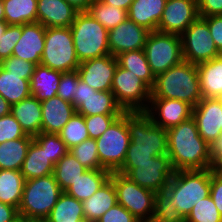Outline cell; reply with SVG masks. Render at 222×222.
<instances>
[{
  "label": "cell",
  "instance_id": "6da1fadb",
  "mask_svg": "<svg viewBox=\"0 0 222 222\" xmlns=\"http://www.w3.org/2000/svg\"><path fill=\"white\" fill-rule=\"evenodd\" d=\"M167 144L175 171L213 168L210 145L199 135L193 117L167 129Z\"/></svg>",
  "mask_w": 222,
  "mask_h": 222
},
{
  "label": "cell",
  "instance_id": "816d5d0a",
  "mask_svg": "<svg viewBox=\"0 0 222 222\" xmlns=\"http://www.w3.org/2000/svg\"><path fill=\"white\" fill-rule=\"evenodd\" d=\"M200 17L222 15V0H197Z\"/></svg>",
  "mask_w": 222,
  "mask_h": 222
},
{
  "label": "cell",
  "instance_id": "d590c367",
  "mask_svg": "<svg viewBox=\"0 0 222 222\" xmlns=\"http://www.w3.org/2000/svg\"><path fill=\"white\" fill-rule=\"evenodd\" d=\"M86 170L71 152L63 156L55 165L53 175L62 191H66Z\"/></svg>",
  "mask_w": 222,
  "mask_h": 222
},
{
  "label": "cell",
  "instance_id": "d6a6232c",
  "mask_svg": "<svg viewBox=\"0 0 222 222\" xmlns=\"http://www.w3.org/2000/svg\"><path fill=\"white\" fill-rule=\"evenodd\" d=\"M25 178L19 170H0V202L18 209Z\"/></svg>",
  "mask_w": 222,
  "mask_h": 222
},
{
  "label": "cell",
  "instance_id": "5b68a950",
  "mask_svg": "<svg viewBox=\"0 0 222 222\" xmlns=\"http://www.w3.org/2000/svg\"><path fill=\"white\" fill-rule=\"evenodd\" d=\"M62 192L53 174L25 180L19 215L46 219Z\"/></svg>",
  "mask_w": 222,
  "mask_h": 222
},
{
  "label": "cell",
  "instance_id": "3957f363",
  "mask_svg": "<svg viewBox=\"0 0 222 222\" xmlns=\"http://www.w3.org/2000/svg\"><path fill=\"white\" fill-rule=\"evenodd\" d=\"M210 187L211 168L175 171L166 189L170 193V202L186 218L196 203L210 196Z\"/></svg>",
  "mask_w": 222,
  "mask_h": 222
},
{
  "label": "cell",
  "instance_id": "277c9868",
  "mask_svg": "<svg viewBox=\"0 0 222 222\" xmlns=\"http://www.w3.org/2000/svg\"><path fill=\"white\" fill-rule=\"evenodd\" d=\"M70 29L80 63L110 54L108 30L87 11L76 14Z\"/></svg>",
  "mask_w": 222,
  "mask_h": 222
},
{
  "label": "cell",
  "instance_id": "2e32d148",
  "mask_svg": "<svg viewBox=\"0 0 222 222\" xmlns=\"http://www.w3.org/2000/svg\"><path fill=\"white\" fill-rule=\"evenodd\" d=\"M192 109L193 107L185 101L150 98L145 112L155 125L167 130L192 117Z\"/></svg>",
  "mask_w": 222,
  "mask_h": 222
},
{
  "label": "cell",
  "instance_id": "74e56055",
  "mask_svg": "<svg viewBox=\"0 0 222 222\" xmlns=\"http://www.w3.org/2000/svg\"><path fill=\"white\" fill-rule=\"evenodd\" d=\"M151 222H185L183 215L170 202L167 189L155 192L154 213Z\"/></svg>",
  "mask_w": 222,
  "mask_h": 222
},
{
  "label": "cell",
  "instance_id": "ac0fdd59",
  "mask_svg": "<svg viewBox=\"0 0 222 222\" xmlns=\"http://www.w3.org/2000/svg\"><path fill=\"white\" fill-rule=\"evenodd\" d=\"M149 30L127 18L108 31L110 54L117 56L123 52L144 49Z\"/></svg>",
  "mask_w": 222,
  "mask_h": 222
},
{
  "label": "cell",
  "instance_id": "f546056e",
  "mask_svg": "<svg viewBox=\"0 0 222 222\" xmlns=\"http://www.w3.org/2000/svg\"><path fill=\"white\" fill-rule=\"evenodd\" d=\"M33 137L26 135L0 144V170H19L23 166Z\"/></svg>",
  "mask_w": 222,
  "mask_h": 222
},
{
  "label": "cell",
  "instance_id": "60d3db41",
  "mask_svg": "<svg viewBox=\"0 0 222 222\" xmlns=\"http://www.w3.org/2000/svg\"><path fill=\"white\" fill-rule=\"evenodd\" d=\"M69 152L87 169H104L98 158L96 139L88 138L69 149Z\"/></svg>",
  "mask_w": 222,
  "mask_h": 222
},
{
  "label": "cell",
  "instance_id": "680465c9",
  "mask_svg": "<svg viewBox=\"0 0 222 222\" xmlns=\"http://www.w3.org/2000/svg\"><path fill=\"white\" fill-rule=\"evenodd\" d=\"M11 113V104L0 95V117Z\"/></svg>",
  "mask_w": 222,
  "mask_h": 222
},
{
  "label": "cell",
  "instance_id": "9a60e30c",
  "mask_svg": "<svg viewBox=\"0 0 222 222\" xmlns=\"http://www.w3.org/2000/svg\"><path fill=\"white\" fill-rule=\"evenodd\" d=\"M199 17L197 0H167L157 31L181 35Z\"/></svg>",
  "mask_w": 222,
  "mask_h": 222
},
{
  "label": "cell",
  "instance_id": "f35d334b",
  "mask_svg": "<svg viewBox=\"0 0 222 222\" xmlns=\"http://www.w3.org/2000/svg\"><path fill=\"white\" fill-rule=\"evenodd\" d=\"M68 149L90 138L84 116L75 113L58 133Z\"/></svg>",
  "mask_w": 222,
  "mask_h": 222
},
{
  "label": "cell",
  "instance_id": "4316f807",
  "mask_svg": "<svg viewBox=\"0 0 222 222\" xmlns=\"http://www.w3.org/2000/svg\"><path fill=\"white\" fill-rule=\"evenodd\" d=\"M62 72L38 64L30 80V92L40 102L57 95Z\"/></svg>",
  "mask_w": 222,
  "mask_h": 222
},
{
  "label": "cell",
  "instance_id": "30bf717a",
  "mask_svg": "<svg viewBox=\"0 0 222 222\" xmlns=\"http://www.w3.org/2000/svg\"><path fill=\"white\" fill-rule=\"evenodd\" d=\"M117 203L126 208L141 222H151L154 213L155 192L139 186L127 176L111 172Z\"/></svg>",
  "mask_w": 222,
  "mask_h": 222
},
{
  "label": "cell",
  "instance_id": "681fc988",
  "mask_svg": "<svg viewBox=\"0 0 222 222\" xmlns=\"http://www.w3.org/2000/svg\"><path fill=\"white\" fill-rule=\"evenodd\" d=\"M210 196L222 216V172L211 168Z\"/></svg>",
  "mask_w": 222,
  "mask_h": 222
},
{
  "label": "cell",
  "instance_id": "d6986e66",
  "mask_svg": "<svg viewBox=\"0 0 222 222\" xmlns=\"http://www.w3.org/2000/svg\"><path fill=\"white\" fill-rule=\"evenodd\" d=\"M117 66V58L108 54L81 62L77 71L80 79L96 91H111L112 79Z\"/></svg>",
  "mask_w": 222,
  "mask_h": 222
},
{
  "label": "cell",
  "instance_id": "f907efd6",
  "mask_svg": "<svg viewBox=\"0 0 222 222\" xmlns=\"http://www.w3.org/2000/svg\"><path fill=\"white\" fill-rule=\"evenodd\" d=\"M207 24L214 44L222 54V15L201 17Z\"/></svg>",
  "mask_w": 222,
  "mask_h": 222
},
{
  "label": "cell",
  "instance_id": "c3c4849f",
  "mask_svg": "<svg viewBox=\"0 0 222 222\" xmlns=\"http://www.w3.org/2000/svg\"><path fill=\"white\" fill-rule=\"evenodd\" d=\"M97 222H141L132 215L126 208L116 203L107 210Z\"/></svg>",
  "mask_w": 222,
  "mask_h": 222
},
{
  "label": "cell",
  "instance_id": "836d02e7",
  "mask_svg": "<svg viewBox=\"0 0 222 222\" xmlns=\"http://www.w3.org/2000/svg\"><path fill=\"white\" fill-rule=\"evenodd\" d=\"M8 25L37 22V0H3Z\"/></svg>",
  "mask_w": 222,
  "mask_h": 222
},
{
  "label": "cell",
  "instance_id": "e0dca14e",
  "mask_svg": "<svg viewBox=\"0 0 222 222\" xmlns=\"http://www.w3.org/2000/svg\"><path fill=\"white\" fill-rule=\"evenodd\" d=\"M199 135L211 145L220 136L222 125V99L202 98L192 109Z\"/></svg>",
  "mask_w": 222,
  "mask_h": 222
},
{
  "label": "cell",
  "instance_id": "5bb4252c",
  "mask_svg": "<svg viewBox=\"0 0 222 222\" xmlns=\"http://www.w3.org/2000/svg\"><path fill=\"white\" fill-rule=\"evenodd\" d=\"M73 106L76 113L83 116L121 115L125 112L111 91H96L80 78L73 97Z\"/></svg>",
  "mask_w": 222,
  "mask_h": 222
},
{
  "label": "cell",
  "instance_id": "f5cc1de1",
  "mask_svg": "<svg viewBox=\"0 0 222 222\" xmlns=\"http://www.w3.org/2000/svg\"><path fill=\"white\" fill-rule=\"evenodd\" d=\"M158 155L154 151L133 150V143L130 141L126 152L124 163H144L149 162Z\"/></svg>",
  "mask_w": 222,
  "mask_h": 222
},
{
  "label": "cell",
  "instance_id": "7c38bea8",
  "mask_svg": "<svg viewBox=\"0 0 222 222\" xmlns=\"http://www.w3.org/2000/svg\"><path fill=\"white\" fill-rule=\"evenodd\" d=\"M111 92L124 111H145L150 103L151 88L119 65L114 72Z\"/></svg>",
  "mask_w": 222,
  "mask_h": 222
},
{
  "label": "cell",
  "instance_id": "1f68e13d",
  "mask_svg": "<svg viewBox=\"0 0 222 222\" xmlns=\"http://www.w3.org/2000/svg\"><path fill=\"white\" fill-rule=\"evenodd\" d=\"M46 219L48 222H88L84 217L82 201L64 191Z\"/></svg>",
  "mask_w": 222,
  "mask_h": 222
},
{
  "label": "cell",
  "instance_id": "4fadbf2b",
  "mask_svg": "<svg viewBox=\"0 0 222 222\" xmlns=\"http://www.w3.org/2000/svg\"><path fill=\"white\" fill-rule=\"evenodd\" d=\"M180 36L184 61L198 65L221 55L214 44L208 24L201 17Z\"/></svg>",
  "mask_w": 222,
  "mask_h": 222
},
{
  "label": "cell",
  "instance_id": "7402d4cb",
  "mask_svg": "<svg viewBox=\"0 0 222 222\" xmlns=\"http://www.w3.org/2000/svg\"><path fill=\"white\" fill-rule=\"evenodd\" d=\"M41 132L58 134L70 118L76 113L72 103L64 101L58 95L41 102Z\"/></svg>",
  "mask_w": 222,
  "mask_h": 222
},
{
  "label": "cell",
  "instance_id": "e575fe53",
  "mask_svg": "<svg viewBox=\"0 0 222 222\" xmlns=\"http://www.w3.org/2000/svg\"><path fill=\"white\" fill-rule=\"evenodd\" d=\"M116 58L120 67L140 77L150 88L154 86L155 76L143 49L123 52Z\"/></svg>",
  "mask_w": 222,
  "mask_h": 222
},
{
  "label": "cell",
  "instance_id": "6f0895ef",
  "mask_svg": "<svg viewBox=\"0 0 222 222\" xmlns=\"http://www.w3.org/2000/svg\"><path fill=\"white\" fill-rule=\"evenodd\" d=\"M69 4H71L74 8H76L79 12L87 11L90 4L94 0H66Z\"/></svg>",
  "mask_w": 222,
  "mask_h": 222
},
{
  "label": "cell",
  "instance_id": "8d00e7d4",
  "mask_svg": "<svg viewBox=\"0 0 222 222\" xmlns=\"http://www.w3.org/2000/svg\"><path fill=\"white\" fill-rule=\"evenodd\" d=\"M87 12L108 31L128 18L126 10L105 4L100 0H94L90 4Z\"/></svg>",
  "mask_w": 222,
  "mask_h": 222
},
{
  "label": "cell",
  "instance_id": "603a6c76",
  "mask_svg": "<svg viewBox=\"0 0 222 222\" xmlns=\"http://www.w3.org/2000/svg\"><path fill=\"white\" fill-rule=\"evenodd\" d=\"M11 114L19 122L26 135L35 137L41 132V102L32 95L11 105Z\"/></svg>",
  "mask_w": 222,
  "mask_h": 222
},
{
  "label": "cell",
  "instance_id": "bcb514c9",
  "mask_svg": "<svg viewBox=\"0 0 222 222\" xmlns=\"http://www.w3.org/2000/svg\"><path fill=\"white\" fill-rule=\"evenodd\" d=\"M79 78L80 77L77 70L63 72L60 77L57 95L64 101L73 104V97L76 94Z\"/></svg>",
  "mask_w": 222,
  "mask_h": 222
},
{
  "label": "cell",
  "instance_id": "6125c7cd",
  "mask_svg": "<svg viewBox=\"0 0 222 222\" xmlns=\"http://www.w3.org/2000/svg\"><path fill=\"white\" fill-rule=\"evenodd\" d=\"M27 222H48V220L42 218H27Z\"/></svg>",
  "mask_w": 222,
  "mask_h": 222
},
{
  "label": "cell",
  "instance_id": "ffe728a7",
  "mask_svg": "<svg viewBox=\"0 0 222 222\" xmlns=\"http://www.w3.org/2000/svg\"><path fill=\"white\" fill-rule=\"evenodd\" d=\"M44 27L39 22L26 23L22 25V35L13 48L12 56L40 64L45 44Z\"/></svg>",
  "mask_w": 222,
  "mask_h": 222
},
{
  "label": "cell",
  "instance_id": "ab89813d",
  "mask_svg": "<svg viewBox=\"0 0 222 222\" xmlns=\"http://www.w3.org/2000/svg\"><path fill=\"white\" fill-rule=\"evenodd\" d=\"M33 139L44 149L54 165L69 152L59 134L40 132Z\"/></svg>",
  "mask_w": 222,
  "mask_h": 222
},
{
  "label": "cell",
  "instance_id": "52a82bcc",
  "mask_svg": "<svg viewBox=\"0 0 222 222\" xmlns=\"http://www.w3.org/2000/svg\"><path fill=\"white\" fill-rule=\"evenodd\" d=\"M96 144L101 166L110 172H117L124 163L130 144L126 111L117 117L108 129L96 139Z\"/></svg>",
  "mask_w": 222,
  "mask_h": 222
},
{
  "label": "cell",
  "instance_id": "8992f818",
  "mask_svg": "<svg viewBox=\"0 0 222 222\" xmlns=\"http://www.w3.org/2000/svg\"><path fill=\"white\" fill-rule=\"evenodd\" d=\"M40 64L60 72L75 71L80 65L70 27H48Z\"/></svg>",
  "mask_w": 222,
  "mask_h": 222
},
{
  "label": "cell",
  "instance_id": "91938a15",
  "mask_svg": "<svg viewBox=\"0 0 222 222\" xmlns=\"http://www.w3.org/2000/svg\"><path fill=\"white\" fill-rule=\"evenodd\" d=\"M7 27H8V24L6 23L5 20L0 21V39H1V36L5 33Z\"/></svg>",
  "mask_w": 222,
  "mask_h": 222
},
{
  "label": "cell",
  "instance_id": "f6af8a7d",
  "mask_svg": "<svg viewBox=\"0 0 222 222\" xmlns=\"http://www.w3.org/2000/svg\"><path fill=\"white\" fill-rule=\"evenodd\" d=\"M25 136L21 125L11 113L0 117V144Z\"/></svg>",
  "mask_w": 222,
  "mask_h": 222
},
{
  "label": "cell",
  "instance_id": "db71d44e",
  "mask_svg": "<svg viewBox=\"0 0 222 222\" xmlns=\"http://www.w3.org/2000/svg\"><path fill=\"white\" fill-rule=\"evenodd\" d=\"M210 156L214 162L213 168L222 172V135L210 145Z\"/></svg>",
  "mask_w": 222,
  "mask_h": 222
},
{
  "label": "cell",
  "instance_id": "b9f144b4",
  "mask_svg": "<svg viewBox=\"0 0 222 222\" xmlns=\"http://www.w3.org/2000/svg\"><path fill=\"white\" fill-rule=\"evenodd\" d=\"M185 222H222V216L211 196H208L193 206Z\"/></svg>",
  "mask_w": 222,
  "mask_h": 222
},
{
  "label": "cell",
  "instance_id": "44dd1931",
  "mask_svg": "<svg viewBox=\"0 0 222 222\" xmlns=\"http://www.w3.org/2000/svg\"><path fill=\"white\" fill-rule=\"evenodd\" d=\"M79 11L66 0H37V22L44 27H70Z\"/></svg>",
  "mask_w": 222,
  "mask_h": 222
},
{
  "label": "cell",
  "instance_id": "7a4b0ae2",
  "mask_svg": "<svg viewBox=\"0 0 222 222\" xmlns=\"http://www.w3.org/2000/svg\"><path fill=\"white\" fill-rule=\"evenodd\" d=\"M150 98L181 100L194 108L202 99L197 65L183 60L157 75Z\"/></svg>",
  "mask_w": 222,
  "mask_h": 222
},
{
  "label": "cell",
  "instance_id": "cb8c5ba5",
  "mask_svg": "<svg viewBox=\"0 0 222 222\" xmlns=\"http://www.w3.org/2000/svg\"><path fill=\"white\" fill-rule=\"evenodd\" d=\"M167 0H134L127 12L130 20L150 32L157 31Z\"/></svg>",
  "mask_w": 222,
  "mask_h": 222
},
{
  "label": "cell",
  "instance_id": "f1b7e54d",
  "mask_svg": "<svg viewBox=\"0 0 222 222\" xmlns=\"http://www.w3.org/2000/svg\"><path fill=\"white\" fill-rule=\"evenodd\" d=\"M106 169H88L65 191L79 201L91 197L109 178Z\"/></svg>",
  "mask_w": 222,
  "mask_h": 222
},
{
  "label": "cell",
  "instance_id": "7dc6e473",
  "mask_svg": "<svg viewBox=\"0 0 222 222\" xmlns=\"http://www.w3.org/2000/svg\"><path fill=\"white\" fill-rule=\"evenodd\" d=\"M0 66L11 74L24 75V79L30 81L36 65L32 62L10 56L8 59L3 60Z\"/></svg>",
  "mask_w": 222,
  "mask_h": 222
},
{
  "label": "cell",
  "instance_id": "4dcf8cb0",
  "mask_svg": "<svg viewBox=\"0 0 222 222\" xmlns=\"http://www.w3.org/2000/svg\"><path fill=\"white\" fill-rule=\"evenodd\" d=\"M0 95L11 105L31 96L30 81L24 75H15L0 66Z\"/></svg>",
  "mask_w": 222,
  "mask_h": 222
},
{
  "label": "cell",
  "instance_id": "94428289",
  "mask_svg": "<svg viewBox=\"0 0 222 222\" xmlns=\"http://www.w3.org/2000/svg\"><path fill=\"white\" fill-rule=\"evenodd\" d=\"M5 20L3 0H0V21Z\"/></svg>",
  "mask_w": 222,
  "mask_h": 222
},
{
  "label": "cell",
  "instance_id": "83f0119b",
  "mask_svg": "<svg viewBox=\"0 0 222 222\" xmlns=\"http://www.w3.org/2000/svg\"><path fill=\"white\" fill-rule=\"evenodd\" d=\"M53 170L54 164L44 149L33 139L21 168L25 180L51 175Z\"/></svg>",
  "mask_w": 222,
  "mask_h": 222
},
{
  "label": "cell",
  "instance_id": "8fae6325",
  "mask_svg": "<svg viewBox=\"0 0 222 222\" xmlns=\"http://www.w3.org/2000/svg\"><path fill=\"white\" fill-rule=\"evenodd\" d=\"M139 186L154 192L166 189L175 170L167 154L153 157L144 163H123L117 171Z\"/></svg>",
  "mask_w": 222,
  "mask_h": 222
},
{
  "label": "cell",
  "instance_id": "484cf974",
  "mask_svg": "<svg viewBox=\"0 0 222 222\" xmlns=\"http://www.w3.org/2000/svg\"><path fill=\"white\" fill-rule=\"evenodd\" d=\"M116 203V190L109 178L91 197L82 202L85 220L97 222Z\"/></svg>",
  "mask_w": 222,
  "mask_h": 222
},
{
  "label": "cell",
  "instance_id": "d4e9b609",
  "mask_svg": "<svg viewBox=\"0 0 222 222\" xmlns=\"http://www.w3.org/2000/svg\"><path fill=\"white\" fill-rule=\"evenodd\" d=\"M202 98L222 99V54L197 65Z\"/></svg>",
  "mask_w": 222,
  "mask_h": 222
},
{
  "label": "cell",
  "instance_id": "be15d7a7",
  "mask_svg": "<svg viewBox=\"0 0 222 222\" xmlns=\"http://www.w3.org/2000/svg\"><path fill=\"white\" fill-rule=\"evenodd\" d=\"M12 222H27V217L18 215Z\"/></svg>",
  "mask_w": 222,
  "mask_h": 222
},
{
  "label": "cell",
  "instance_id": "ba28073f",
  "mask_svg": "<svg viewBox=\"0 0 222 222\" xmlns=\"http://www.w3.org/2000/svg\"><path fill=\"white\" fill-rule=\"evenodd\" d=\"M143 50L155 77L184 60L181 36L177 34L149 32Z\"/></svg>",
  "mask_w": 222,
  "mask_h": 222
},
{
  "label": "cell",
  "instance_id": "11a10c76",
  "mask_svg": "<svg viewBox=\"0 0 222 222\" xmlns=\"http://www.w3.org/2000/svg\"><path fill=\"white\" fill-rule=\"evenodd\" d=\"M18 215L16 207L0 202V222H12Z\"/></svg>",
  "mask_w": 222,
  "mask_h": 222
},
{
  "label": "cell",
  "instance_id": "7bdbcfd3",
  "mask_svg": "<svg viewBox=\"0 0 222 222\" xmlns=\"http://www.w3.org/2000/svg\"><path fill=\"white\" fill-rule=\"evenodd\" d=\"M22 35V25H8L0 39V63L12 56L13 48Z\"/></svg>",
  "mask_w": 222,
  "mask_h": 222
},
{
  "label": "cell",
  "instance_id": "ee69618b",
  "mask_svg": "<svg viewBox=\"0 0 222 222\" xmlns=\"http://www.w3.org/2000/svg\"><path fill=\"white\" fill-rule=\"evenodd\" d=\"M120 115H92L84 116V121L87 127L89 137L97 139L100 137L110 126V124Z\"/></svg>",
  "mask_w": 222,
  "mask_h": 222
},
{
  "label": "cell",
  "instance_id": "9c48e42d",
  "mask_svg": "<svg viewBox=\"0 0 222 222\" xmlns=\"http://www.w3.org/2000/svg\"><path fill=\"white\" fill-rule=\"evenodd\" d=\"M126 121L133 150L168 154L167 130L155 125L145 111H126Z\"/></svg>",
  "mask_w": 222,
  "mask_h": 222
},
{
  "label": "cell",
  "instance_id": "9f6ffc18",
  "mask_svg": "<svg viewBox=\"0 0 222 222\" xmlns=\"http://www.w3.org/2000/svg\"><path fill=\"white\" fill-rule=\"evenodd\" d=\"M105 4L111 5V6H115V7H119L121 9H124L128 12L131 3L134 0H100Z\"/></svg>",
  "mask_w": 222,
  "mask_h": 222
}]
</instances>
